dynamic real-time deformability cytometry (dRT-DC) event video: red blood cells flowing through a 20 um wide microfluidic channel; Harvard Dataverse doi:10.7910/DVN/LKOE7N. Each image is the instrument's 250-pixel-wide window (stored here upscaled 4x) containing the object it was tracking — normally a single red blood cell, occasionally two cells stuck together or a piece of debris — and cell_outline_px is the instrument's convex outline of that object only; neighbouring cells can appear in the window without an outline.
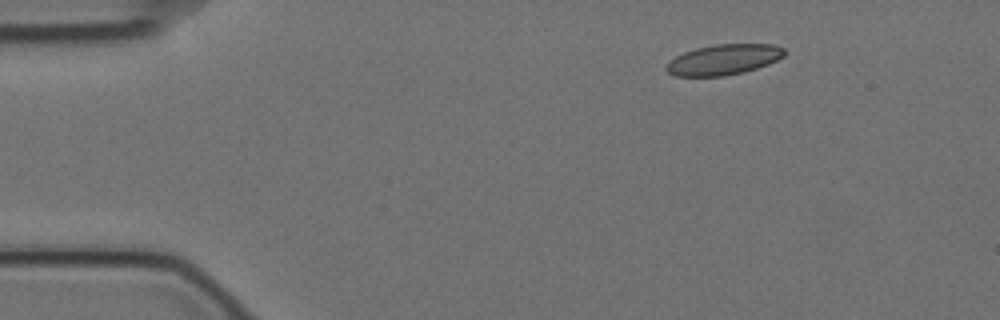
{"species": "Egyptian fruit bat (a non-hibernating species)", "species_latin": "Rousettus aegyptiacus", "temperature_condition": "cold", "stored_images_in_passage": 5, "camera_frame_rate_fps": 3000, "um_per_image_px": 0.085, "animal": {"sex": "female"}, "frame": {"image": 1, "passage_image": 1, "time_ms": 0.0, "image_size_px": [1000, 320], "cell_outline_px": [[788, 52], [784, 56], [768, 64], [744, 72], [724, 76], [676, 76], [668, 72], [664, 68], [676, 56], [684, 52], [696, 48], [716, 44], [772, 44], [784, 48]], "centroid_in_image_um": [61.54, 5.06], "position_along_channel_um": 23.5, "area_um2": 20.92}}
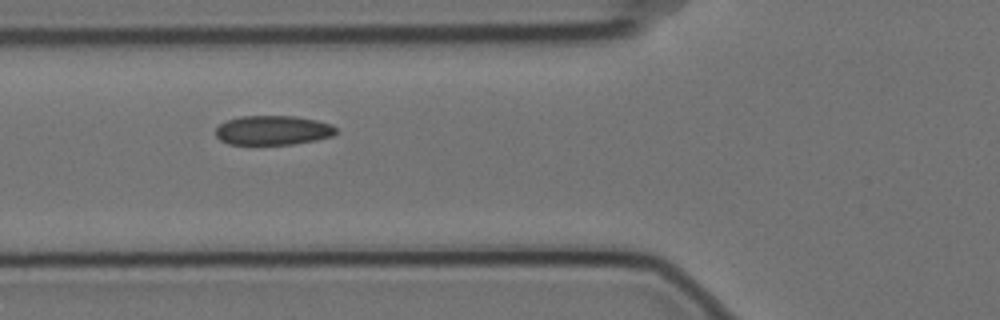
{"frame": {"image": 2, "passage_image": 4, "time_ms": 1.0, "image_size_px": [1000, 320], "cell_outline_px": [[336, 132], [332, 136], [316, 140], [292, 144], [228, 144], [220, 140], [216, 136], [216, 128], [220, 124], [228, 120], [240, 116], [296, 116], [316, 120], [332, 124], [336, 128]], "centroid_in_image_um": [23.2, 11.07], "position_along_channel_um": 102.6, "area_um2": 20.58}}
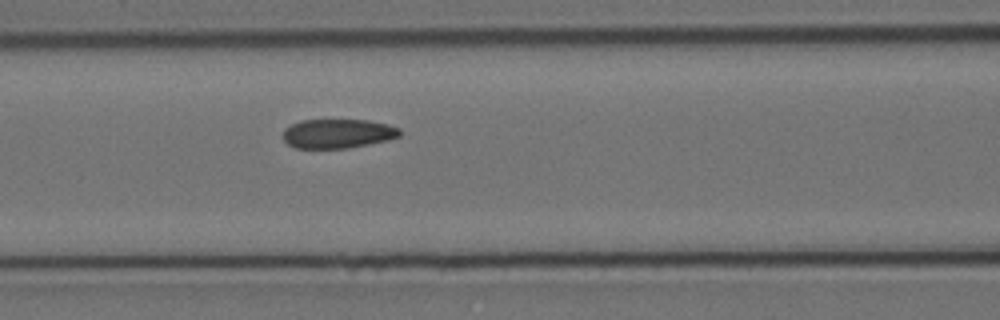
{"frame": {"image": 3, "passage_image": 5, "time_ms": 1.333, "image_size_px": [1000, 320], "cell_outline_px": [[400, 136], [388, 140], [348, 148], [296, 148], [288, 144], [280, 136], [284, 128], [300, 120], [368, 120], [388, 124], [400, 128]], "centroid_in_image_um": [28.68, 11.35], "position_along_channel_um": 137.9, "area_um2": 20.06}}